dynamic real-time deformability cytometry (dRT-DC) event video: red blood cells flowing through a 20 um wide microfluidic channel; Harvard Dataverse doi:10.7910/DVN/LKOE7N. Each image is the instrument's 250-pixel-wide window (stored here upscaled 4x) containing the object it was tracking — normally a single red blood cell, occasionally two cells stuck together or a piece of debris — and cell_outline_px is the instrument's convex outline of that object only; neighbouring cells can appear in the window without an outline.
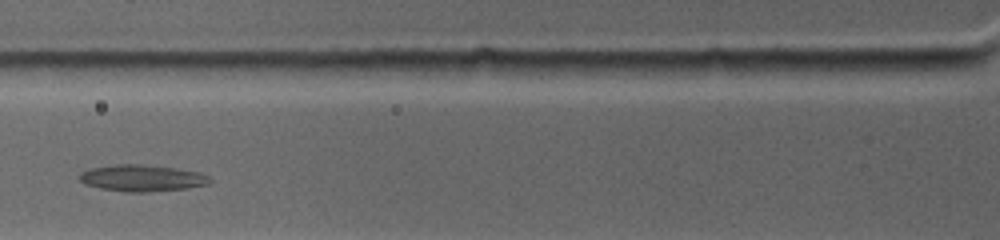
{"species": "common noctule bat (a hibernating species)", "species_latin": "Nyctalus noctula", "temperature_condition": "warm", "stored_images_in_passage": 36, "camera_frame_rate_fps": 4500, "um_per_image_px": 0.085, "animal": {"sex": "female", "body_mass_g": 19.0, "forearm_length_mm": 53.3}, "frame": {"image": 1, "passage_image": 7, "time_ms": 2.0, "image_size_px": [1000, 240], "cell_outline_px": [[212, 180], [208, 184], [188, 188], [148, 192], [124, 192], [100, 188], [84, 184], [76, 176], [80, 172], [92, 168], [120, 164], [136, 164], [176, 168], [200, 172], [208, 176]], "centroid_in_image_um": [12.06, 15.14], "position_along_channel_um": 113.7, "area_um2": 20.23}}
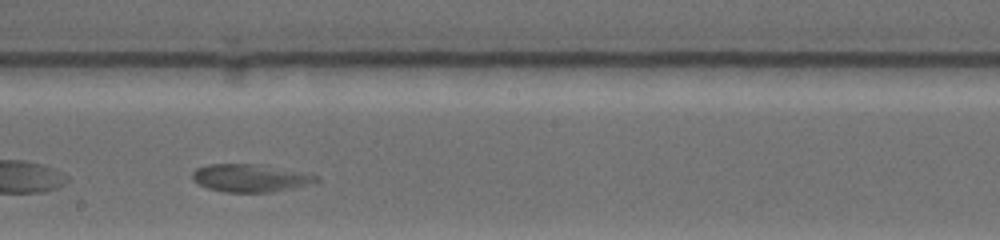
{"frame": {"image": 2, "passage_image": 19, "time_ms": 5.111, "image_size_px": [1000, 240], "cell_outline_px": [[320, 180], [296, 188], [272, 192], [224, 192], [204, 188], [196, 184], [192, 180], [192, 172], [196, 168], [212, 164], [248, 164], [320, 176]], "centroid_in_image_um": [21.17, 15.17], "position_along_channel_um": 227.0, "area_um2": 19.71}}
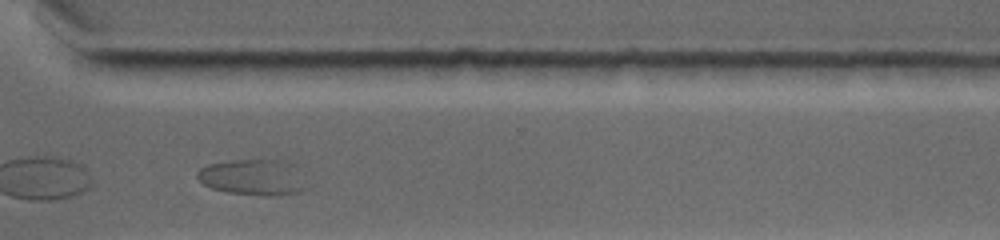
{"frame": {"image": 3, "passage_image": 32, "time_ms": 8.444, "image_size_px": [1000, 240], "cell_outline_px": [[316, 184], [300, 192], [280, 196], [264, 196], [228, 192], [212, 188], [204, 184], [196, 176], [196, 172], [200, 168], [208, 164], [232, 160], [284, 160], [296, 164]], "centroid_in_image_um": [21.73, 15.07], "position_along_channel_um": 348.9, "area_um2": 24.1}}